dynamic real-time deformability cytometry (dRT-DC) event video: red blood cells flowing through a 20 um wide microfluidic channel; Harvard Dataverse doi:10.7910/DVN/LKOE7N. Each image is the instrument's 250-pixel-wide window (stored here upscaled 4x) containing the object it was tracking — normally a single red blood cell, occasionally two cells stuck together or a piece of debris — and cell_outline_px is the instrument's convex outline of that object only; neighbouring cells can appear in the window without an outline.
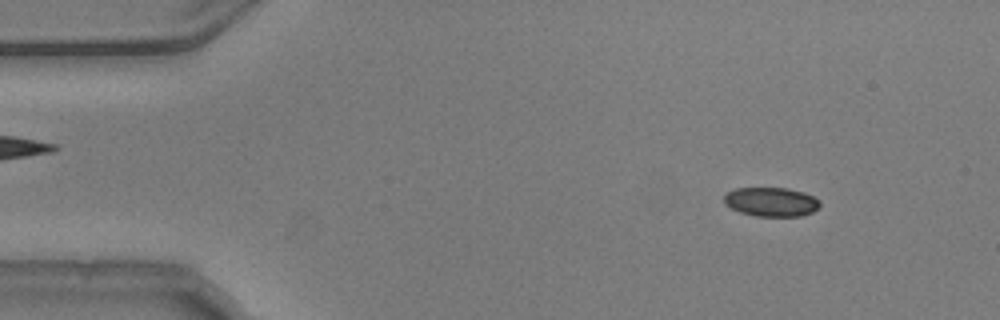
{"species": "common noctule bat (a hibernating species)", "species_latin": "Nyctalus noctula", "temperature_condition": "warm", "stored_images_in_passage": 54, "camera_frame_rate_fps": 3000, "um_per_image_px": 0.085, "animal": {"sex": "male", "body_mass_g": 20.5, "forearm_length_mm": 52.5}, "frame": {"image": 1, "passage_image": 6, "time_ms": 1.667, "image_size_px": [1000, 320], "cell_outline_px": [[820, 204], [812, 212], [800, 216], [756, 216], [740, 212], [724, 204], [724, 196], [728, 192], [736, 188], [788, 188], [804, 192], [820, 200]], "centroid_in_image_um": [65.55, 17.15], "position_along_channel_um": 19.5, "area_um2": 16.18}}
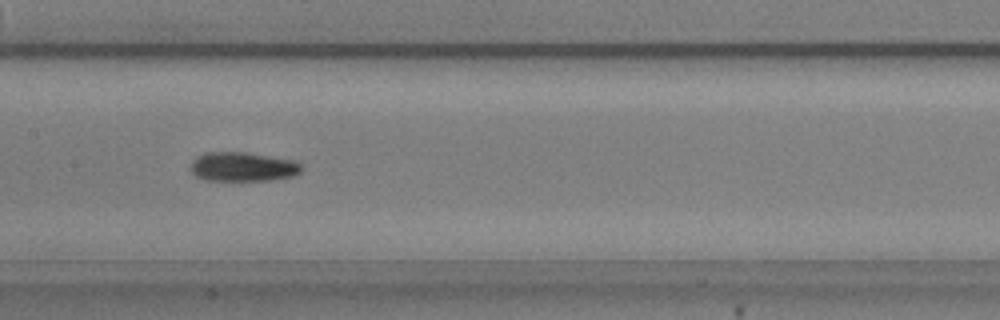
{"frame": {"image": 2, "passage_image": 26, "time_ms": 8.333, "image_size_px": [1000, 320], "cell_outline_px": [[304, 168], [300, 172], [292, 176], [268, 180], [204, 180], [196, 176], [188, 168], [192, 160], [196, 156], [204, 152], [244, 152], [296, 160]], "centroid_in_image_um": [20.6, 14.16], "position_along_channel_um": 186.8, "area_um2": 19.07}}
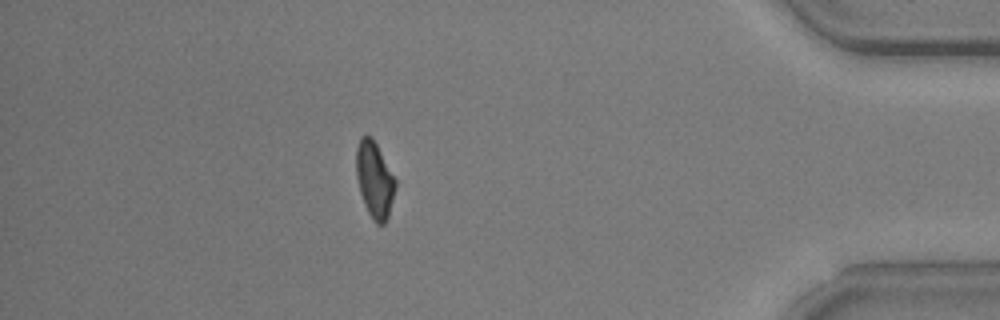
{"frame": {"image": 3, "passage_image": 47, "time_ms": 15.333, "image_size_px": [1000, 320], "cell_outline_px": [[396, 188], [388, 216], [384, 224], [376, 224], [372, 220], [364, 204], [360, 192], [356, 176], [356, 148], [360, 136], [372, 136], [396, 180]], "centroid_in_image_um": [31.83, 15.28], "position_along_channel_um": 403.4, "area_um2": 17.4}, "authors_computed_cell_mechanics": {"area_um2": 18.0336, "velocity_mm_per_s": 3.7467, "shape_relaxation_time_tau1_ms": 5.2358, "shape_relaxation_time_tau2_ms": 4.844, "deformation_change_tau1": 0.1389, "deformation_change_tau2": 0.1349}}